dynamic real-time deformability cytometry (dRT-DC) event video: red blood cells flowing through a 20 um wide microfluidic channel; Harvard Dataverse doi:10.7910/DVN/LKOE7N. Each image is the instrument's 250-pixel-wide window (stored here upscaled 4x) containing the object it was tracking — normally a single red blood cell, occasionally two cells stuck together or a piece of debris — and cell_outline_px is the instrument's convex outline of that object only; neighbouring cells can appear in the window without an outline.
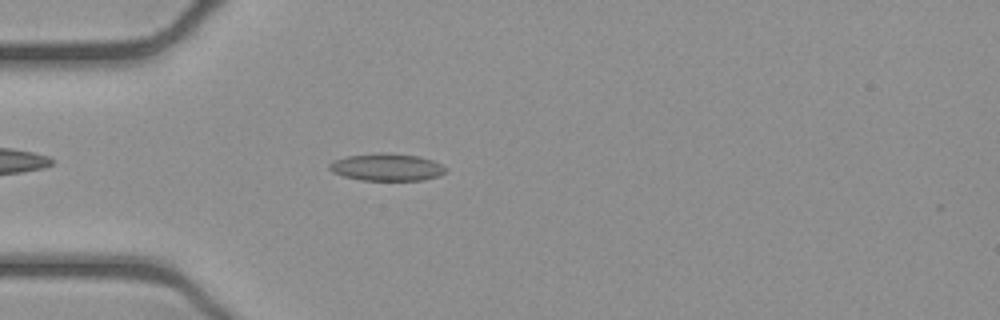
{"species": "common noctule bat (a hibernating species)", "species_latin": "Nyctalus noctula", "temperature_condition": "cold", "stored_images_in_passage": 45, "camera_frame_rate_fps": 3000, "um_per_image_px": 0.085, "animal": {"sex": "female", "body_mass_g": 21.9}, "frame": {"image": 1, "passage_image": 8, "time_ms": 2.333, "image_size_px": [1000, 320], "cell_outline_px": [[448, 172], [440, 176], [424, 180], [360, 180], [344, 176], [332, 172], [328, 168], [328, 164], [336, 160], [348, 156], [380, 152], [388, 152], [420, 156], [432, 160], [448, 168]], "centroid_in_image_um": [32.93, 14.21], "position_along_channel_um": 52.1, "area_um2": 18.73}}
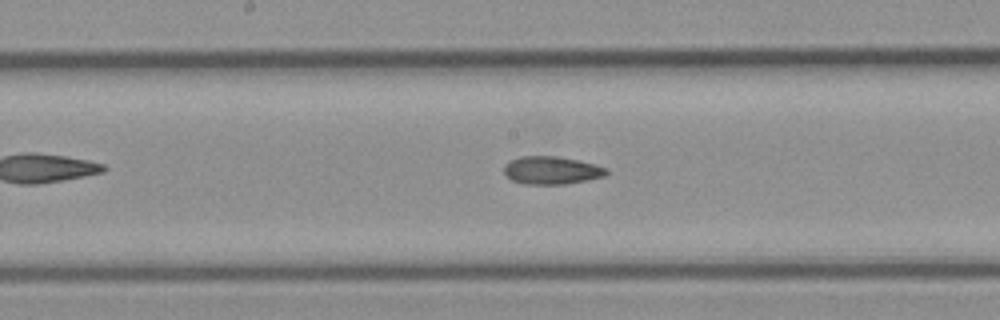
{"frame": {"image": 2, "passage_image": 20, "time_ms": 6.333, "image_size_px": [1000, 320], "cell_outline_px": [[608, 172], [604, 176], [588, 180], [564, 184], [524, 184], [512, 180], [504, 172], [504, 164], [508, 160], [520, 156], [556, 156], [576, 160], [608, 168]], "centroid_in_image_um": [46.85, 14.47], "position_along_channel_um": 201.4, "area_um2": 16.59}}
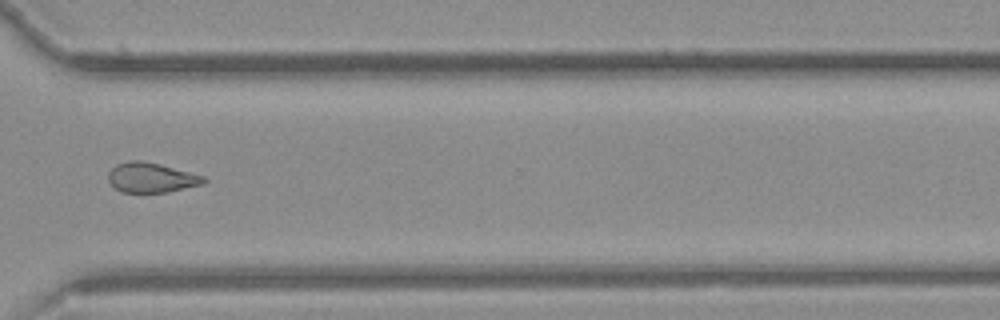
{"frame": {"image": 3, "passage_image": 32, "time_ms": 10.333, "image_size_px": [1000, 320], "cell_outline_px": [[208, 180], [204, 184], [168, 192], [120, 192], [108, 180], [108, 172], [116, 164], [128, 160], [144, 160], [160, 164], [204, 176]], "centroid_in_image_um": [12.86, 15.09], "position_along_channel_um": 357.7, "area_um2": 16.7}, "authors_computed_cell_mechanics": {"area_um2": 17.1088, "velocity_mm_per_s": 3.9256, "shape_relaxation_time_tau1_ms": null, "shape_relaxation_time_tau2_ms": 2.3819, "deformation_change_tau1": null, "deformation_change_tau2": 0.0859}}